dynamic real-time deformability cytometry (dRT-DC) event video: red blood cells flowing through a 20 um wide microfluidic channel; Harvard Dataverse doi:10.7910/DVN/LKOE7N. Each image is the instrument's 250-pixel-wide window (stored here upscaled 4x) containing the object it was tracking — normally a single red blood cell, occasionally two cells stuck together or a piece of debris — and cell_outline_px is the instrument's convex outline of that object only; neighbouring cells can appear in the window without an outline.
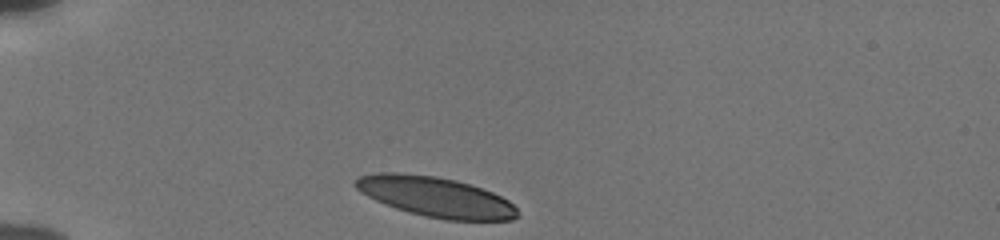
{"species": "human", "species_latin": "Homo sapiens", "temperature_condition": "cold", "stored_images_in_passage": 33, "camera_frame_rate_fps": 3000, "um_per_image_px": 0.085, "donor": {"sex": "male"}, "frame": {"image": 1, "passage_image": 1, "time_ms": 0.0, "image_size_px": [1000, 240], "cell_outline_px": [[520, 216], [512, 220], [448, 220], [424, 216], [408, 212], [396, 208], [376, 200], [360, 192], [352, 184], [360, 176], [376, 172], [400, 172], [436, 176], [456, 180], [492, 192], [508, 200], [516, 208]], "centroid_in_image_um": [37.01, 16.73], "position_along_channel_um": 48.0, "area_um2": 37.8}}
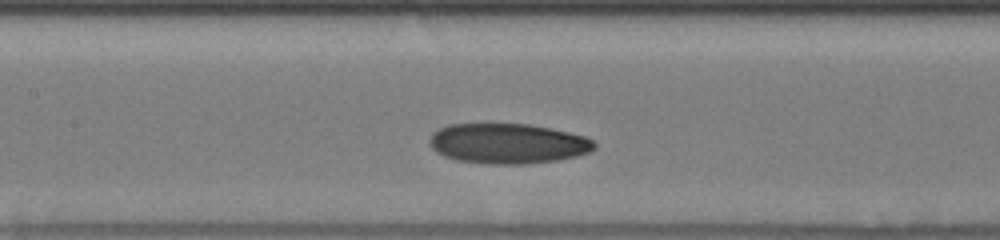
{"frame": {"image": 2, "passage_image": 13, "time_ms": 4.0, "image_size_px": [1000, 240], "cell_outline_px": [[596, 148], [588, 152], [576, 156], [556, 160], [528, 164], [488, 164], [456, 160], [444, 156], [436, 152], [432, 148], [428, 140], [432, 132], [448, 124], [528, 124], [552, 128], [584, 136], [592, 140], [596, 144]], "centroid_in_image_um": [43.14, 12.2], "position_along_channel_um": 164.3, "area_um2": 38.73}}
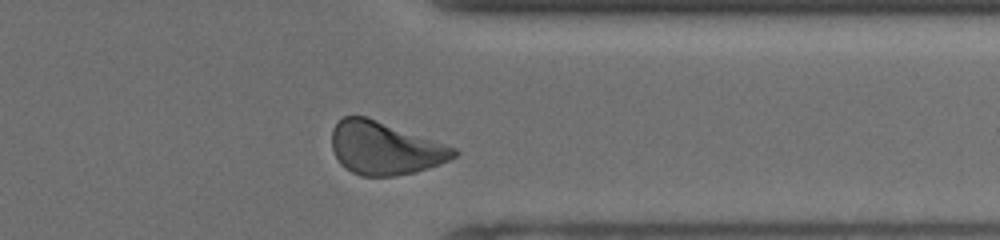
{"frame": {"image": 3, "passage_image": 30, "time_ms": 9.667, "image_size_px": [1000, 240], "cell_outline_px": [[460, 152], [456, 156], [440, 164], [416, 172], [392, 176], [360, 176], [344, 168], [340, 164], [332, 148], [332, 128], [344, 116], [368, 116], [456, 148]], "centroid_in_image_um": [32.71, 12.6], "position_along_channel_um": 378.7, "area_um2": 37.69}, "authors_computed_cell_mechanics": {"area_um2": 38.3214, "velocity_mm_per_s": 3.7998, "shape_relaxation_time_tau1_ms": 4.7478, "shape_relaxation_time_tau2_ms": 3.7183, "deformation_change_tau1": 0.1323, "deformation_change_tau2": 0.0928}}